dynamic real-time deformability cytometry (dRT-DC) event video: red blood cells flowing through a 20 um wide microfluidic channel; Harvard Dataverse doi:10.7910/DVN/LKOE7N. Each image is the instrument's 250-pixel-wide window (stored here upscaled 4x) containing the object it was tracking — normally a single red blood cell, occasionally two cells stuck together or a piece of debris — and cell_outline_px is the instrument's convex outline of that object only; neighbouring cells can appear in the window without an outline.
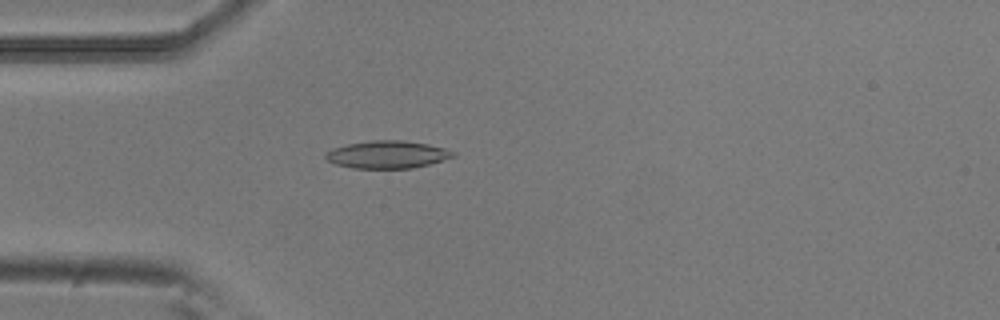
{"species": "common noctule bat (a hibernating species)", "species_latin": "Nyctalus noctula", "temperature_condition": "room temperature", "stored_images_in_passage": 53, "camera_frame_rate_fps": 3000, "um_per_image_px": 0.085, "animal": {"sex": "male", "body_mass_g": 20.5, "forearm_length_mm": 52.5}, "frame": {"image": 1, "passage_image": 15, "time_ms": 4.667, "image_size_px": [1000, 320], "cell_outline_px": [[456, 156], [428, 164], [412, 168], [352, 168], [336, 164], [328, 160], [324, 156], [324, 152], [332, 148], [348, 144], [372, 140], [404, 140], [428, 144], [444, 148], [456, 152]], "centroid_in_image_um": [32.91, 13.13], "position_along_channel_um": 52.1, "area_um2": 20.46}}
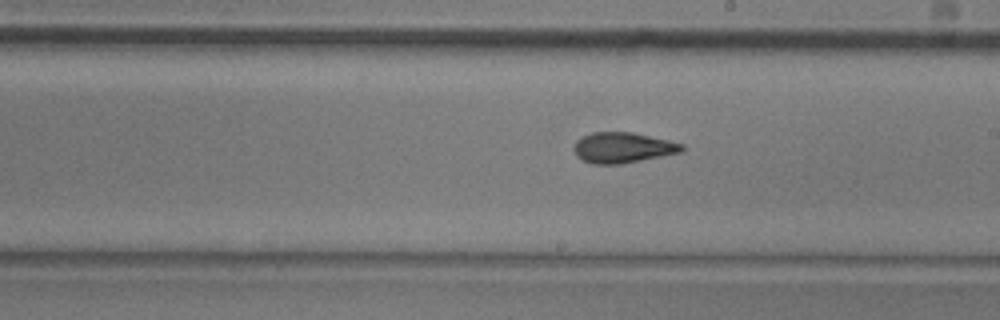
{"frame": {"image": 2, "passage_image": 30, "time_ms": 9.667, "image_size_px": [1000, 320], "cell_outline_px": [[684, 148], [680, 152], [620, 164], [592, 164], [576, 156], [572, 148], [576, 140], [592, 132], [632, 132], [668, 140], [684, 144]], "centroid_in_image_um": [52.89, 12.54], "position_along_channel_um": 236.1, "area_um2": 19.07}}
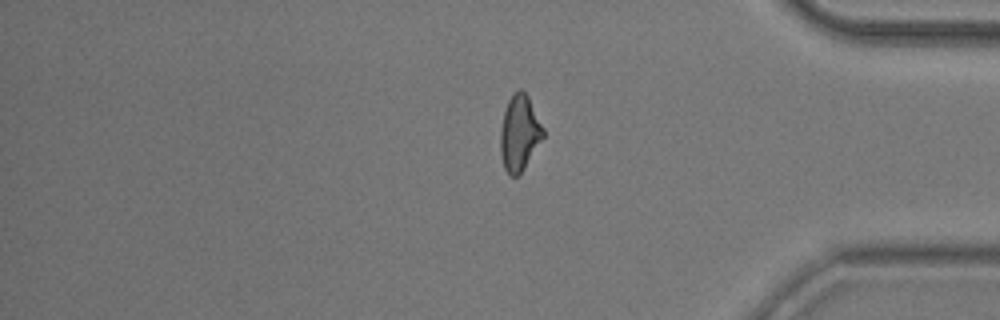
{"frame": {"image": 3, "passage_image": 44, "time_ms": 14.333, "image_size_px": [1000, 320], "cell_outline_px": [[544, 136], [524, 168], [516, 176], [512, 176], [504, 168], [500, 152], [500, 132], [504, 112], [508, 100], [520, 88], [528, 96], [544, 128]], "centroid_in_image_um": [44.15, 11.3], "position_along_channel_um": 391.0, "area_um2": 18.55}, "authors_computed_cell_mechanics": {"area_um2": 19.1896, "velocity_mm_per_s": 3.8075, "shape_relaxation_time_tau1_ms": 7.5181, "shape_relaxation_time_tau2_ms": 1.952, "deformation_change_tau1": 0.2232, "deformation_change_tau2": 0.1051}}